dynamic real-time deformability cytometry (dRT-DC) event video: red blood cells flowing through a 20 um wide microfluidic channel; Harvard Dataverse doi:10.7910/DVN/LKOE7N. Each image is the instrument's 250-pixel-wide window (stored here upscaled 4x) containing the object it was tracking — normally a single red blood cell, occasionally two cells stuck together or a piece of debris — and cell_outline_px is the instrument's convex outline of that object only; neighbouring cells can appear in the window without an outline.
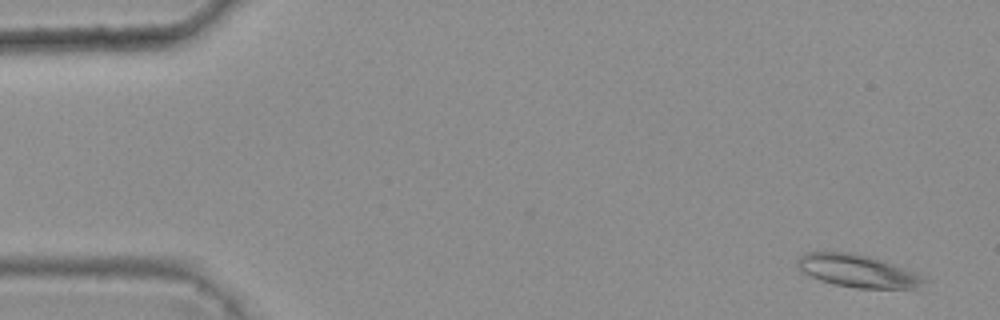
{"species": "common noctule bat (a hibernating species)", "species_latin": "Nyctalus noctula", "temperature_condition": "warm", "stored_images_in_passage": 12, "camera_frame_rate_fps": 3000, "um_per_image_px": 0.085, "animal": {"sex": "female", "body_mass_g": 25.1}, "frame": {"image": 1, "passage_image": 3, "time_ms": 0.667, "image_size_px": [1000, 320], "cell_outline_px": [[932, 280], [920, 292], [856, 288], [836, 284], [820, 280], [804, 272], [796, 264], [796, 260], [804, 252], [852, 252], [868, 256], [904, 268]], "centroid_in_image_um": [73.11, 23.1], "position_along_channel_um": 11.9, "area_um2": 25.09}}